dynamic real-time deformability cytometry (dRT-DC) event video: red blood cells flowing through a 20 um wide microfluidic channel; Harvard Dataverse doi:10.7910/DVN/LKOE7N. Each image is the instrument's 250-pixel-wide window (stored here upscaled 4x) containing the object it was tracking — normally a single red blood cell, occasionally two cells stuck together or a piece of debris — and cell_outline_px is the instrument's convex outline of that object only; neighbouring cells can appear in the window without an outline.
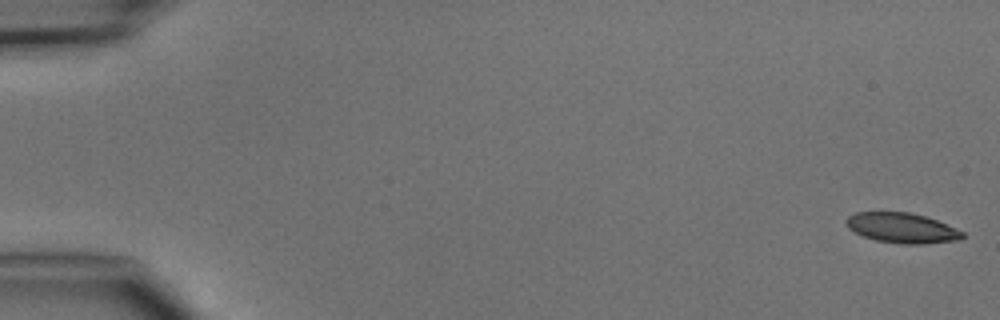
{"species": "common noctule bat (a hibernating species)", "species_latin": "Nyctalus noctula", "temperature_condition": "cold", "stored_images_in_passage": 6, "camera_frame_rate_fps": 3000, "um_per_image_px": 0.085, "animal": {"sex": "male", "body_mass_g": 15.6}, "frame": {"image": 1, "passage_image": 1, "time_ms": 0.0, "image_size_px": [1000, 320], "cell_outline_px": [[964, 236], [960, 240], [924, 244], [900, 244], [876, 240], [864, 236], [848, 228], [844, 220], [848, 216], [856, 212], [912, 212], [936, 220], [964, 232]], "centroid_in_image_um": [76.66, 19.38], "position_along_channel_um": 8.3, "area_um2": 20.4}}
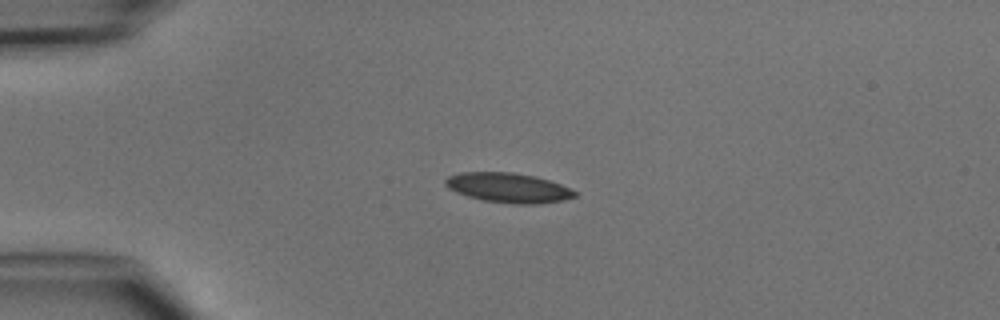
{"frame": {"image": 2, "passage_image": 4, "time_ms": 3.667, "image_size_px": [1000, 320], "cell_outline_px": [[576, 196], [564, 200], [536, 204], [516, 204], [484, 200], [468, 196], [456, 192], [448, 188], [444, 184], [444, 180], [448, 176], [460, 172], [512, 172], [536, 176], [560, 184], [576, 192]], "centroid_in_image_um": [43.18, 15.95], "position_along_channel_um": 41.8, "area_um2": 22.31}}